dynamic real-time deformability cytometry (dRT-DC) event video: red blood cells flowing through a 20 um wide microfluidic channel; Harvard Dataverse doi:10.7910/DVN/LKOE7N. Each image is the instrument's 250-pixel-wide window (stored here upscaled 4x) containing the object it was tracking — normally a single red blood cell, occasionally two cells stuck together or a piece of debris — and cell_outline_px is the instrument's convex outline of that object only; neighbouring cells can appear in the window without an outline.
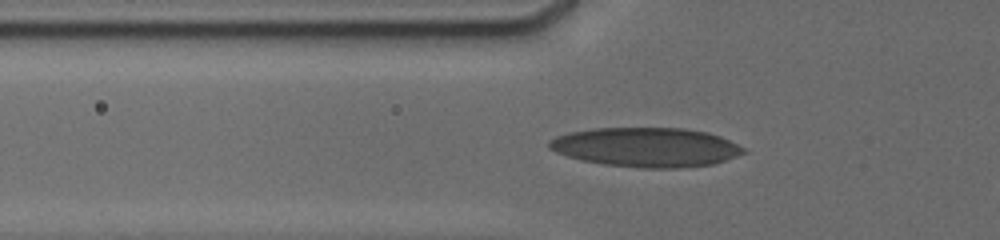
{"species": "human", "species_latin": "Homo sapiens", "temperature_condition": "cold", "stored_images_in_passage": 84, "camera_frame_rate_fps": 3000, "um_per_image_px": 0.085, "donor": {"sex": "male"}, "frame": {"image": 1, "passage_image": 34, "time_ms": 7.0, "image_size_px": [1000, 240], "cell_outline_px": [[748, 152], [712, 164], [680, 168], [644, 168], [604, 164], [580, 160], [556, 152], [548, 148], [548, 140], [556, 136], [568, 132], [592, 128], [684, 128], [708, 132], [720, 136], [744, 148]], "centroid_in_image_um": [54.89, 12.51], "position_along_channel_um": 70.9, "area_um2": 44.62}}
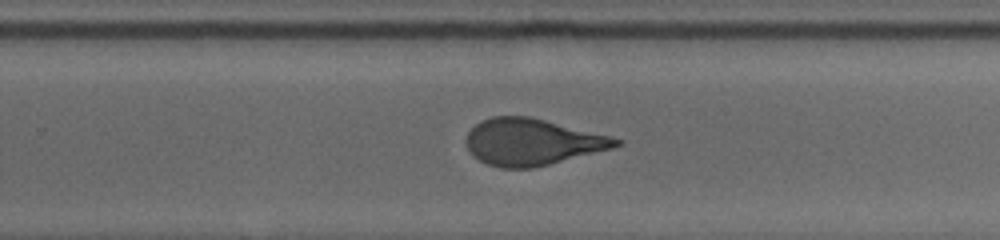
{"frame": {"image": 2, "passage_image": 60, "time_ms": 12.667, "image_size_px": [1000, 240], "cell_outline_px": [[624, 144], [612, 148], [532, 168], [500, 168], [488, 164], [472, 156], [468, 148], [468, 132], [476, 124], [492, 116], [528, 116], [624, 140]], "centroid_in_image_um": [45.22, 12.07], "position_along_channel_um": 284.6, "area_um2": 39.88}}
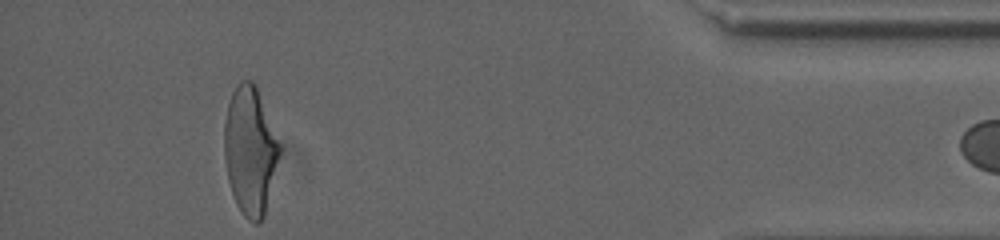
{"frame": {"image": 3, "passage_image": 82, "time_ms": 17.333, "image_size_px": [1000, 240], "cell_outline_px": [[280, 152], [264, 216], [256, 224], [248, 220], [244, 216], [236, 204], [228, 180], [224, 160], [224, 120], [228, 104], [232, 92], [236, 84], [240, 80], [252, 80], [256, 84], [280, 144]], "centroid_in_image_um": [21.24, 12.77], "position_along_channel_um": 414.0, "area_um2": 41.21}}